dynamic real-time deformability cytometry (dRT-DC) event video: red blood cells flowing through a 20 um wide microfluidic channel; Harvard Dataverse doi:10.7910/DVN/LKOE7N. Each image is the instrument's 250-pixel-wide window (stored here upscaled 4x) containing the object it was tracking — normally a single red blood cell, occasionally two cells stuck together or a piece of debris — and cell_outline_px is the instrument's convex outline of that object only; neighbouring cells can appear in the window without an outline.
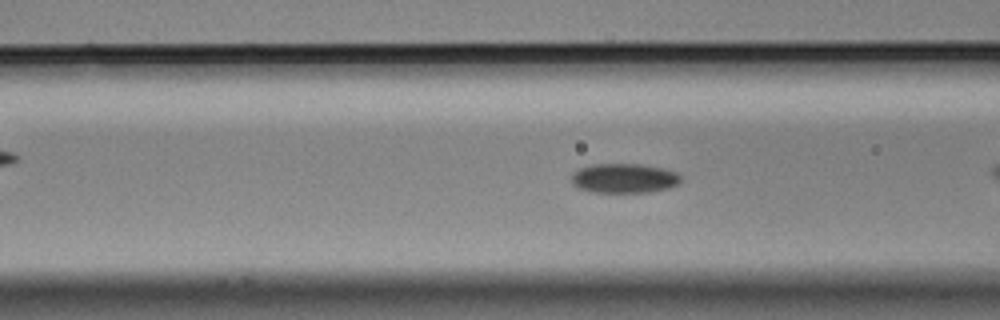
{"species": "Egyptian fruit bat (a non-hibernating species)", "species_latin": "Rousettus aegyptiacus", "temperature_condition": "cold", "stored_images_in_passage": 43, "camera_frame_rate_fps": 3000, "um_per_image_px": 0.085, "animal": {"sex": "male"}, "frame": {"image": 1, "passage_image": 7, "time_ms": 2.0, "image_size_px": [1000, 320], "cell_outline_px": [[680, 180], [676, 184], [668, 188], [648, 192], [592, 192], [576, 188], [572, 184], [572, 172], [580, 168], [592, 164], [640, 164], [664, 168], [676, 172], [680, 176]], "centroid_in_image_um": [53.0, 15.15], "position_along_channel_um": 113.6, "area_um2": 18.84}}
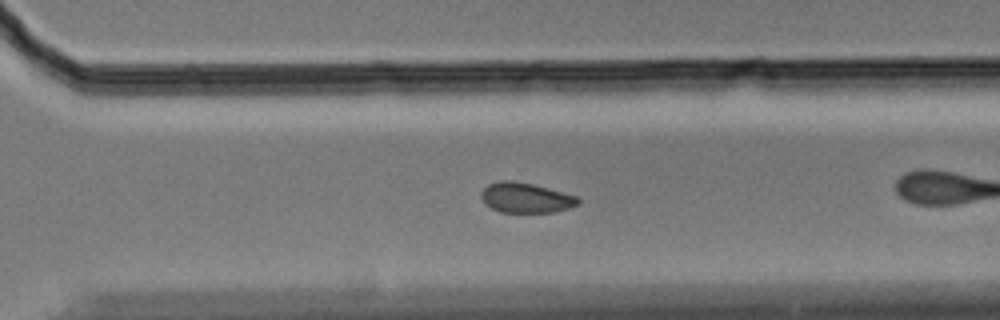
{"frame": {"image": 2, "passage_image": 25, "time_ms": 8.0, "image_size_px": [1000, 320], "cell_outline_px": [[580, 204], [556, 212], [500, 212], [484, 204], [480, 196], [480, 192], [488, 184], [504, 180], [508, 180], [532, 184], [548, 188], [576, 196], [580, 200]], "centroid_in_image_um": [44.67, 16.82], "position_along_channel_um": 325.9, "area_um2": 16.94}}
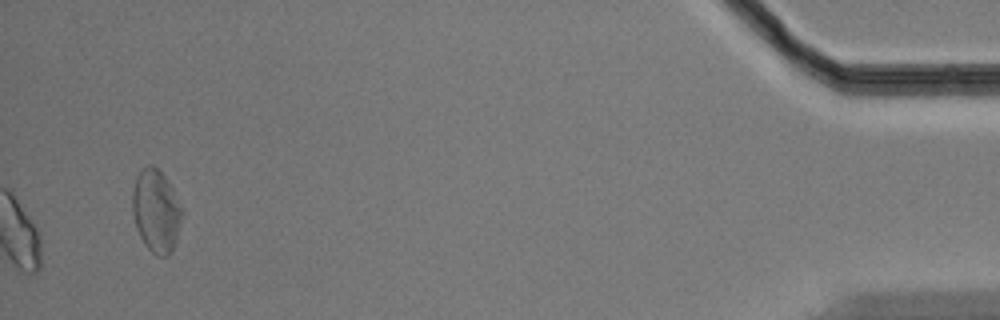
{"frame": {"image": 3, "passage_image": 43, "time_ms": 14.0, "image_size_px": [1000, 320], "cell_outline_px": [[184, 212], [176, 240], [172, 252], [168, 256], [156, 256], [144, 244], [136, 228], [132, 212], [132, 192], [136, 176], [140, 168], [148, 164], [152, 164], [168, 180], [184, 208]], "centroid_in_image_um": [13.28, 17.92], "position_along_channel_um": 421.9, "area_um2": 24.45}, "authors_computed_cell_mechanics": {"area_um2": 18.1492, "velocity_mm_per_s": 3.5415, "shape_relaxation_time_tau1_ms": 2.6453, "shape_relaxation_time_tau2_ms": null, "deformation_change_tau1": 0.0545, "deformation_change_tau2": null}}